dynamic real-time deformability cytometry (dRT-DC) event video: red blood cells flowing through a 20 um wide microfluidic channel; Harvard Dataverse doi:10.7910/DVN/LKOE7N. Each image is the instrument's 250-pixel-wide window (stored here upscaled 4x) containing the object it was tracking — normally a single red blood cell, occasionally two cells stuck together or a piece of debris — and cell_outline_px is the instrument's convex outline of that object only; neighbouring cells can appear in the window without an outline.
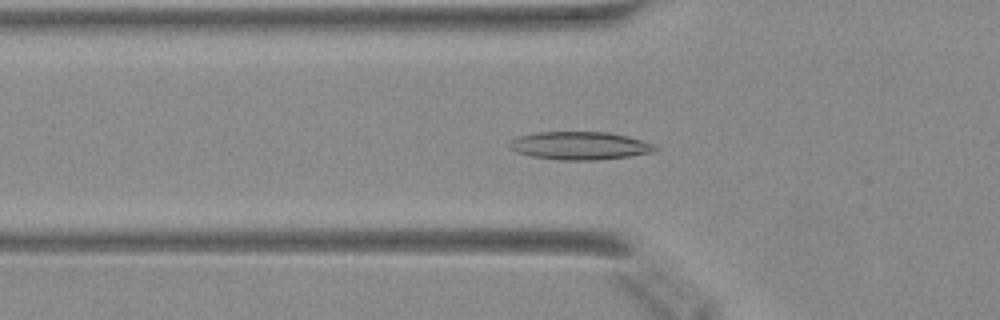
{"species": "Egyptian fruit bat (a non-hibernating species)", "species_latin": "Rousettus aegyptiacus", "temperature_condition": "warm", "stored_images_in_passage": 49, "camera_frame_rate_fps": 3000, "um_per_image_px": 0.085, "animal": {"sex": "female"}, "frame": {"image": 1, "passage_image": 17, "time_ms": 5.333, "image_size_px": [1000, 320], "cell_outline_px": [[660, 148], [656, 152], [600, 160], [556, 160], [528, 156], [516, 152], [508, 148], [508, 144], [512, 140], [520, 136], [536, 132], [608, 132], [628, 136], [652, 144]], "centroid_in_image_um": [49.27, 12.39], "position_along_channel_um": 76.5, "area_um2": 23.99}}
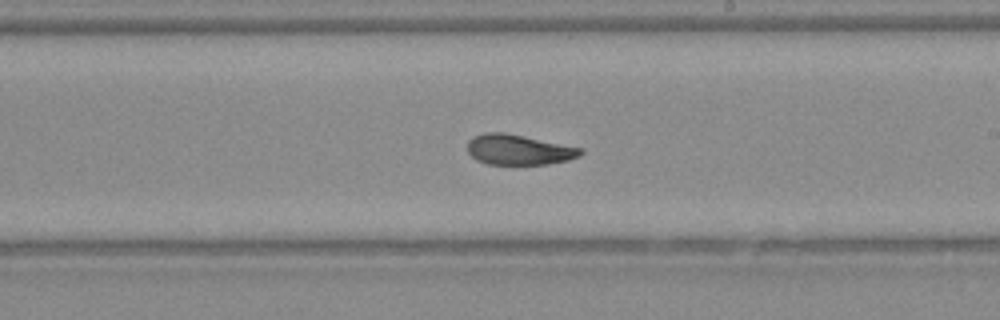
{"frame": {"image": 2, "passage_image": 29, "time_ms": 9.333, "image_size_px": [1000, 320], "cell_outline_px": [[584, 152], [580, 156], [568, 160], [548, 164], [488, 164], [476, 160], [468, 152], [468, 140], [472, 136], [484, 132], [504, 132], [584, 148]], "centroid_in_image_um": [44.1, 12.72], "position_along_channel_um": 244.9, "area_um2": 20.11}}
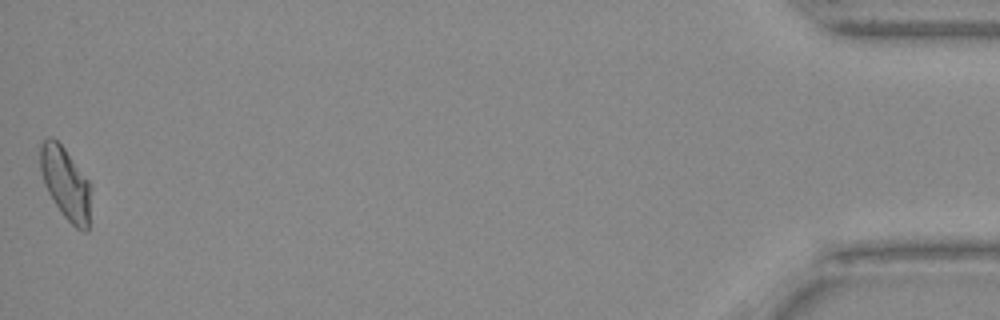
{"frame": {"image": 3, "passage_image": 49, "time_ms": 16.0, "image_size_px": [1000, 320], "cell_outline_px": [[92, 188], [88, 232], [84, 232], [76, 228], [60, 212], [48, 192], [44, 184], [40, 168], [40, 144], [48, 136], [52, 136], [64, 148], [88, 180]], "centroid_in_image_um": [5.59, 15.61], "position_along_channel_um": 429.6, "area_um2": 21.44}}